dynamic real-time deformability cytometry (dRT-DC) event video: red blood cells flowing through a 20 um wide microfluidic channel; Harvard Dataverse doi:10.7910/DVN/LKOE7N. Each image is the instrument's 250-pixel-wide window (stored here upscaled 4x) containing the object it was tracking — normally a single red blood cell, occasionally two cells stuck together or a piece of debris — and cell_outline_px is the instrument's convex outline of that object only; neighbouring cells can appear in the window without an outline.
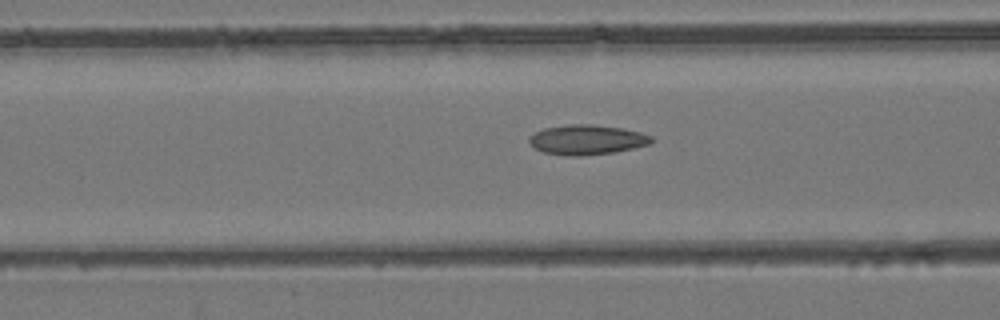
{"species": "common noctule bat (a hibernating species)", "species_latin": "Nyctalus noctula", "temperature_condition": "room temperature", "stored_images_in_passage": 54, "camera_frame_rate_fps": 3000, "um_per_image_px": 0.085, "animal": {"sex": "female", "body_mass_g": 24.6, "forearm_length_mm": 56.2}, "frame": {"image": 1, "passage_image": 22, "time_ms": 7.0, "image_size_px": [1000, 320], "cell_outline_px": [[656, 140], [648, 144], [616, 152], [580, 156], [568, 156], [544, 152], [528, 144], [528, 136], [544, 128], [568, 124], [592, 124], [624, 128], [640, 132], [652, 136]], "centroid_in_image_um": [49.88, 11.87], "position_along_channel_um": 116.7, "area_um2": 21.44}}
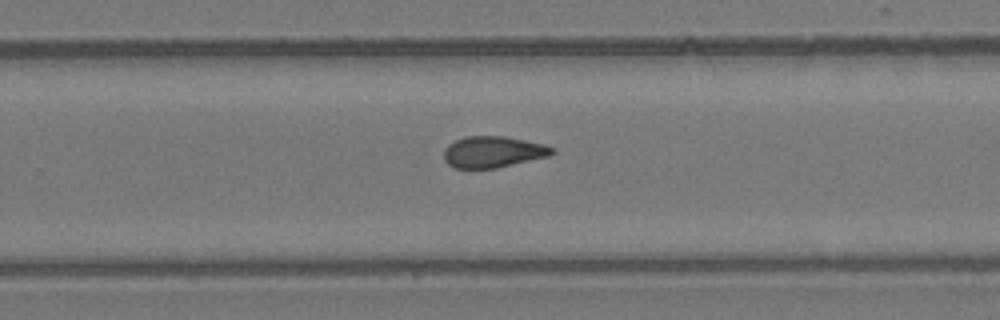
{"frame": {"image": 2, "passage_image": 35, "time_ms": 11.333, "image_size_px": [1000, 320], "cell_outline_px": [[556, 152], [552, 156], [496, 168], [452, 168], [444, 160], [444, 148], [448, 144], [464, 136], [504, 136], [544, 144], [556, 148]], "centroid_in_image_um": [41.94, 12.91], "position_along_channel_um": 287.9, "area_um2": 20.06}}
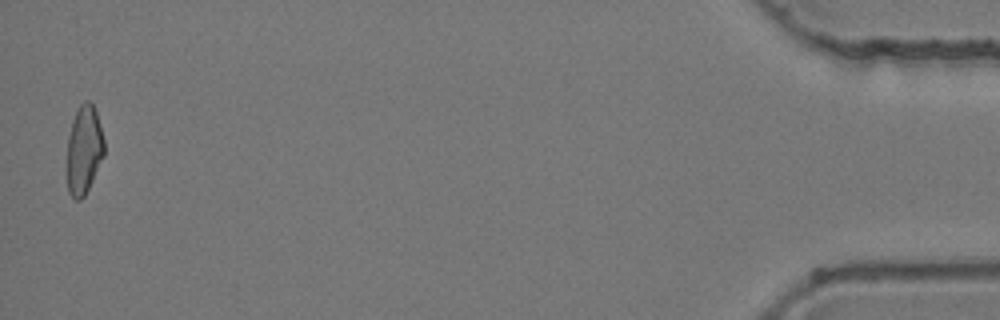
{"frame": {"image": 3, "passage_image": 53, "time_ms": 17.333, "image_size_px": [1000, 320], "cell_outline_px": [[104, 156], [84, 196], [80, 200], [76, 200], [68, 192], [68, 136], [72, 120], [80, 104], [84, 100], [88, 100], [92, 104], [96, 112], [100, 124], [104, 140]], "centroid_in_image_um": [7.15, 12.71], "position_along_channel_um": 428.1, "area_um2": 18.96}, "authors_computed_cell_mechanics": {"area_um2": 20.1433, "velocity_mm_per_s": 3.955, "shape_relaxation_time_tau1_ms": 10.1733, "shape_relaxation_time_tau2_ms": 2.8751, "deformation_change_tau1": 0.1761, "deformation_change_tau2": 0.0848}}